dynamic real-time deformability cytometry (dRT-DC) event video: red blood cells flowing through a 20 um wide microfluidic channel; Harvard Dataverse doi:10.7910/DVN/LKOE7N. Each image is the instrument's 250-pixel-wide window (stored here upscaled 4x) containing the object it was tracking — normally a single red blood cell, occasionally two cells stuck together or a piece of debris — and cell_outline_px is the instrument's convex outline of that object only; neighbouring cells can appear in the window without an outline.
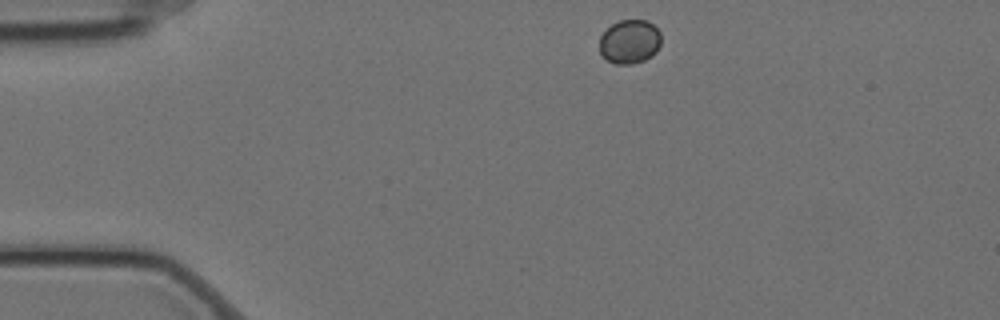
{"species": "Egyptian fruit bat (a non-hibernating species)", "species_latin": "Rousettus aegyptiacus", "temperature_condition": "cold", "stored_images_in_passage": 4, "camera_frame_rate_fps": 3000, "um_per_image_px": 0.085, "animal": {"sex": "female"}, "frame": {"image": 1, "passage_image": 1, "time_ms": 0.0, "image_size_px": [1000, 320], "cell_outline_px": [[660, 44], [656, 52], [652, 56], [644, 60], [632, 64], [616, 64], [600, 56], [600, 36], [612, 24], [620, 20], [648, 20], [660, 32]], "centroid_in_image_um": [53.51, 3.55], "position_along_channel_um": 31.5, "area_um2": 15.84}}
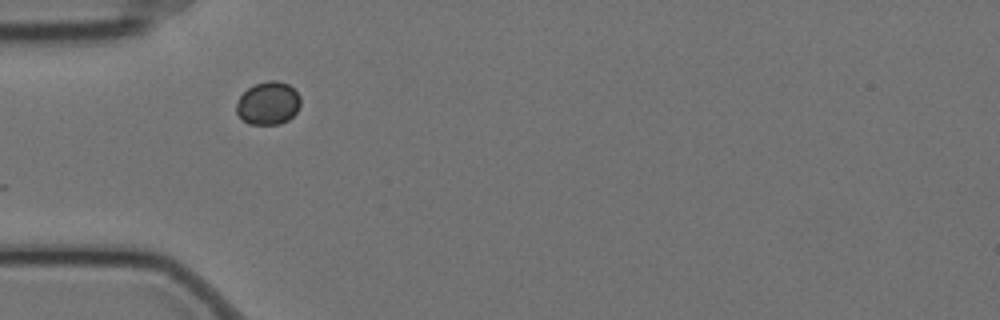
{"frame": {"image": 2, "passage_image": 3, "time_ms": 0.667, "image_size_px": [1000, 320], "cell_outline_px": [[300, 104], [296, 112], [288, 120], [280, 124], [248, 124], [236, 112], [236, 104], [240, 96], [248, 88], [256, 84], [268, 80], [276, 80], [288, 84], [300, 96]], "centroid_in_image_um": [22.79, 8.77], "position_along_channel_um": 62.2, "area_um2": 15.95}}
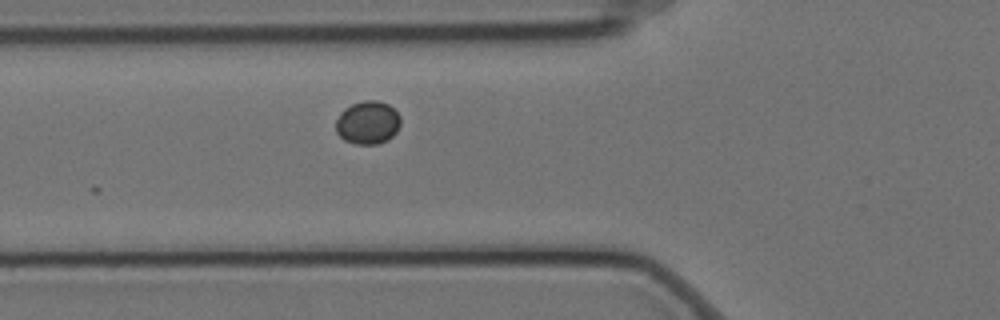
{"frame": {"image": 3, "passage_image": 4, "time_ms": 1.0, "image_size_px": [1000, 320], "cell_outline_px": [[400, 124], [396, 132], [388, 140], [376, 144], [356, 144], [344, 140], [336, 132], [336, 120], [340, 112], [344, 108], [352, 104], [364, 100], [376, 100], [388, 104], [400, 116]], "centroid_in_image_um": [31.24, 10.42], "position_along_channel_um": 94.6, "area_um2": 16.3}}